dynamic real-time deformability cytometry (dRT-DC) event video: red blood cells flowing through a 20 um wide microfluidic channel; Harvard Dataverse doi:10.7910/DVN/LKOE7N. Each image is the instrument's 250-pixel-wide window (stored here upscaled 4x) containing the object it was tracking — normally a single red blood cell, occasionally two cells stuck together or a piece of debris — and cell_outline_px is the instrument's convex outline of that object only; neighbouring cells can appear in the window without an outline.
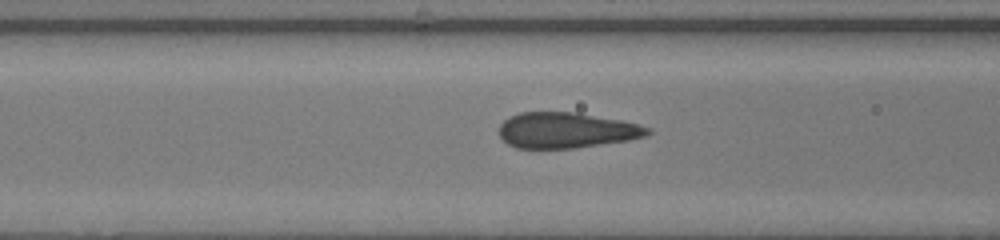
{"species": "human", "species_latin": "Homo sapiens", "temperature_condition": "warm", "stored_images_in_passage": 16, "camera_frame_rate_fps": 3000, "um_per_image_px": 0.085, "donor": {"sex": "female"}, "frame": {"image": 1, "passage_image": 14, "time_ms": 4.333, "image_size_px": [1000, 240], "cell_outline_px": [[652, 132], [644, 136], [628, 140], [572, 148], [516, 148], [508, 144], [500, 136], [500, 124], [508, 116], [520, 112], [576, 112], [620, 120], [652, 128]], "centroid_in_image_um": [48.11, 11.06], "position_along_channel_um": 118.5, "area_um2": 30.69}}